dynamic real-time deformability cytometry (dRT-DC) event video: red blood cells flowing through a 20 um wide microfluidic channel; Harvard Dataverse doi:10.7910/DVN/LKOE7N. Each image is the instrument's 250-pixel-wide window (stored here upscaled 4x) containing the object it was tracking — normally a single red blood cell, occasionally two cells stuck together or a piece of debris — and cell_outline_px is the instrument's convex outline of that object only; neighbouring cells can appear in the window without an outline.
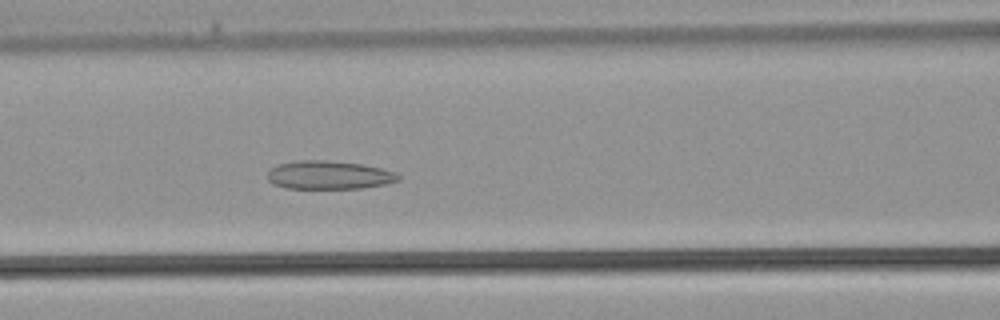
{"species": "common noctule bat (a hibernating species)", "species_latin": "Nyctalus noctula", "temperature_condition": "warm", "stored_images_in_passage": 37, "camera_frame_rate_fps": 3000, "um_per_image_px": 0.085, "animal": {"sex": "male", "body_mass_g": 21.5, "forearm_length_mm": 52.0}, "frame": {"image": 1, "passage_image": 15, "time_ms": 4.667, "image_size_px": [1000, 320], "cell_outline_px": [[400, 180], [384, 184], [364, 188], [284, 188], [272, 184], [268, 180], [268, 172], [276, 164], [296, 160], [324, 160], [360, 164], [380, 168], [396, 172], [400, 176]], "centroid_in_image_um": [27.93, 14.88], "position_along_channel_um": 138.7, "area_um2": 21.68}}
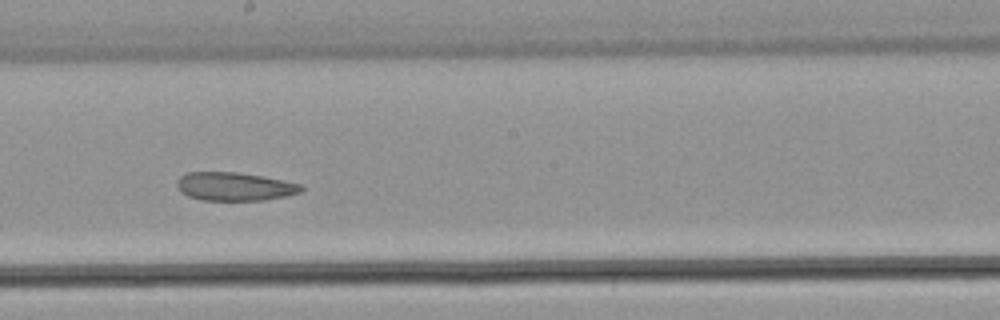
{"frame": {"image": 2, "passage_image": 20, "time_ms": 6.333, "image_size_px": [1000, 320], "cell_outline_px": [[304, 188], [300, 192], [284, 196], [264, 200], [204, 200], [188, 196], [180, 192], [176, 184], [176, 180], [180, 176], [188, 172], [236, 172], [260, 176], [304, 184]], "centroid_in_image_um": [19.92, 15.85], "position_along_channel_um": 228.3, "area_um2": 20.52}}
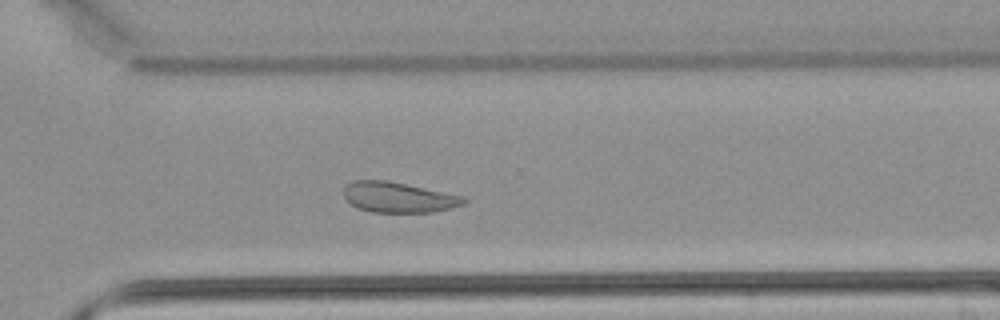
{"frame": {"image": 3, "passage_image": 26, "time_ms": 8.333, "image_size_px": [1000, 320], "cell_outline_px": [[468, 200], [464, 204], [452, 208], [432, 212], [372, 212], [356, 208], [344, 200], [344, 184], [352, 180], [388, 180], [464, 196]], "centroid_in_image_um": [33.83, 16.76], "position_along_channel_um": 336.8, "area_um2": 21.62}}